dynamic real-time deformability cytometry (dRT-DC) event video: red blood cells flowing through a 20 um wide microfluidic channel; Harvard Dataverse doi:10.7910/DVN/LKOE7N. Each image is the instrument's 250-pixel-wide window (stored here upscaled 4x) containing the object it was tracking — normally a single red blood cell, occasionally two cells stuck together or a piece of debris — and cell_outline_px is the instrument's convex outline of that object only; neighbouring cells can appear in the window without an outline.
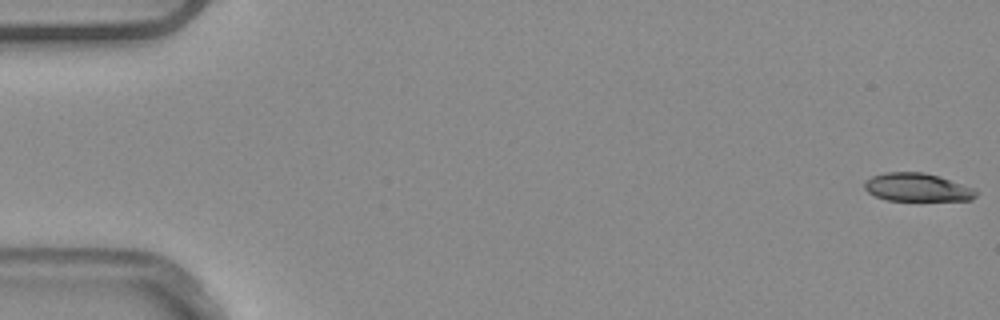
{"species": "common noctule bat (a hibernating species)", "species_latin": "Nyctalus noctula", "temperature_condition": "warm", "stored_images_in_passage": 6, "camera_frame_rate_fps": 3000, "um_per_image_px": 0.085, "animal": {"sex": "male", "body_mass_g": 20.4}, "frame": {"image": 1, "passage_image": 1, "time_ms": 0.0, "image_size_px": [1000, 320], "cell_outline_px": [[976, 196], [972, 200], [888, 200], [876, 196], [868, 192], [864, 188], [864, 180], [872, 176], [884, 172], [924, 172], [976, 188]], "centroid_in_image_um": [77.95, 15.92], "position_along_channel_um": 7.1, "area_um2": 18.26}}
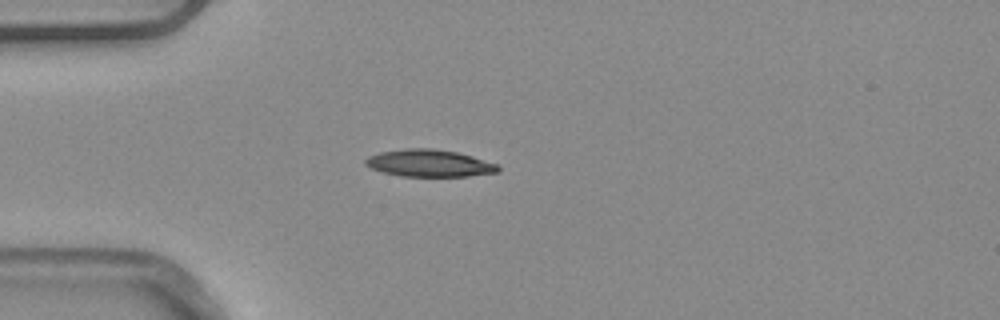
{"frame": {"image": 2, "passage_image": 5, "time_ms": 1.333, "image_size_px": [1000, 320], "cell_outline_px": [[500, 172], [468, 176], [400, 176], [384, 172], [372, 168], [364, 164], [364, 160], [368, 156], [380, 152], [408, 148], [432, 148], [456, 152], [472, 156], [496, 164], [500, 168]], "centroid_in_image_um": [36.48, 13.87], "position_along_channel_um": 48.5, "area_um2": 20.87}}